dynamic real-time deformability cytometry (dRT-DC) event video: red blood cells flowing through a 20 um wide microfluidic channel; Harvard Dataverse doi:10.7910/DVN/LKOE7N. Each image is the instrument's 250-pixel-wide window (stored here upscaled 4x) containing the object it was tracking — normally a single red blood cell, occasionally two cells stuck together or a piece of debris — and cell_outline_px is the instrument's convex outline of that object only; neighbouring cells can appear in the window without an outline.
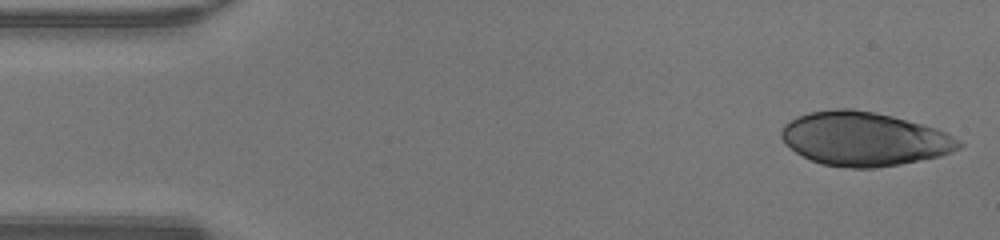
{"species": "human", "species_latin": "Homo sapiens", "temperature_condition": "warm", "stored_images_in_passage": 13, "camera_frame_rate_fps": 3000, "um_per_image_px": 0.085, "donor": {"sex": "male"}, "frame": {"image": 1, "passage_image": 1, "time_ms": 0.0, "image_size_px": [1000, 240], "cell_outline_px": [[964, 144], [960, 148], [952, 152], [940, 156], [900, 164], [876, 168], [852, 168], [820, 164], [796, 152], [784, 144], [780, 136], [780, 132], [784, 124], [796, 116], [808, 112], [836, 108], [852, 108], [876, 112], [892, 116], [936, 128], [960, 140]], "centroid_in_image_um": [73.43, 11.8], "position_along_channel_um": 11.6, "area_um2": 55.95}}
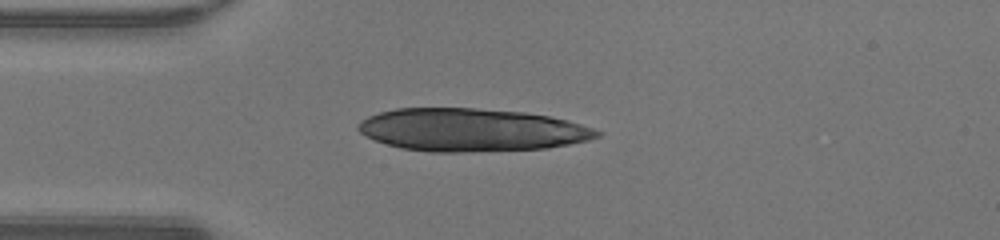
{"frame": {"image": 2, "passage_image": 11, "time_ms": 3.333, "image_size_px": [1000, 240], "cell_outline_px": [[604, 132], [600, 136], [588, 140], [548, 148], [460, 152], [432, 152], [400, 148], [376, 140], [360, 132], [356, 128], [360, 120], [368, 116], [380, 112], [396, 108], [476, 108], [524, 112], [548, 116], [568, 120]], "centroid_in_image_um": [40.07, 11.04], "position_along_channel_um": 44.9, "area_um2": 59.53}}